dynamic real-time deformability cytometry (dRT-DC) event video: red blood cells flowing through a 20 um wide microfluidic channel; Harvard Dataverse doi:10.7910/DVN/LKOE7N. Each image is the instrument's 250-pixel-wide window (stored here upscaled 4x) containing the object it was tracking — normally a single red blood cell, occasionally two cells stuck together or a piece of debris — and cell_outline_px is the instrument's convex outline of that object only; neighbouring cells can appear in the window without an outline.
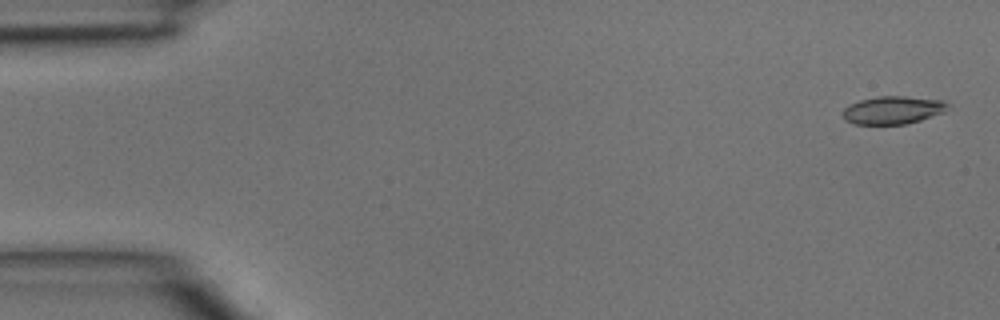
{"species": "common noctule bat (a hibernating species)", "species_latin": "Nyctalus noctula", "temperature_condition": "room temperature", "stored_images_in_passage": 4, "segment_of_instrument_passage": [1, 2], "camera_frame_rate_fps": 3000, "um_per_image_px": 0.085, "animal": {"sex": "male", "body_mass_g": 15.6}, "frame": {"image": 1, "passage_image": 1, "time_ms": 0.0, "image_size_px": [1000, 320], "cell_outline_px": [[948, 104], [944, 112], [920, 120], [904, 124], [856, 124], [844, 120], [840, 112], [848, 104], [860, 100], [880, 96], [904, 96], [944, 100]], "centroid_in_image_um": [75.84, 9.35], "position_along_channel_um": 9.2, "area_um2": 17.11}}